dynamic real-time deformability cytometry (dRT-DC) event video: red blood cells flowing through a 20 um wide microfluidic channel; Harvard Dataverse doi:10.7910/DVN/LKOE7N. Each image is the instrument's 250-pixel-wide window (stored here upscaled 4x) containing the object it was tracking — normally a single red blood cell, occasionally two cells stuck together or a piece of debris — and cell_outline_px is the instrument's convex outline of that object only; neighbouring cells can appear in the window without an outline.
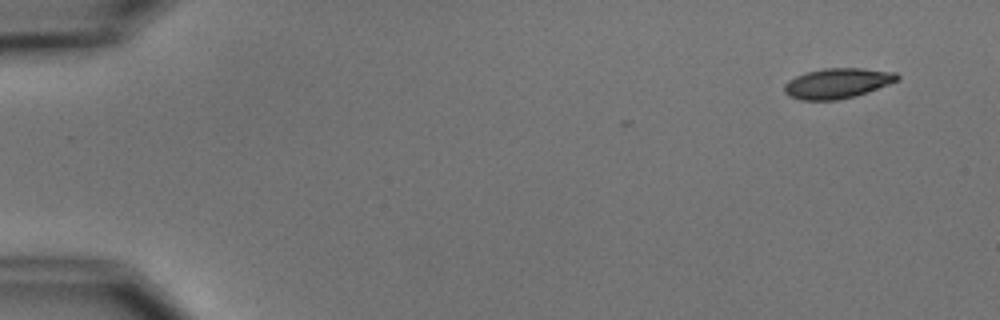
{"species": "common noctule bat (a hibernating species)", "species_latin": "Nyctalus noctula", "temperature_condition": "cold", "stored_images_in_passage": 4, "camera_frame_rate_fps": 3000, "um_per_image_px": 0.085, "animal": {"sex": "male", "body_mass_g": 15.6}, "frame": {"image": 1, "passage_image": 1, "time_ms": 0.0, "image_size_px": [1000, 320], "cell_outline_px": [[900, 80], [868, 92], [836, 100], [800, 100], [788, 96], [784, 92], [784, 84], [788, 80], [796, 76], [808, 72], [824, 68], [860, 68], [896, 72], [900, 76]], "centroid_in_image_um": [71.18, 7.08], "position_along_channel_um": 13.8, "area_um2": 19.88}}